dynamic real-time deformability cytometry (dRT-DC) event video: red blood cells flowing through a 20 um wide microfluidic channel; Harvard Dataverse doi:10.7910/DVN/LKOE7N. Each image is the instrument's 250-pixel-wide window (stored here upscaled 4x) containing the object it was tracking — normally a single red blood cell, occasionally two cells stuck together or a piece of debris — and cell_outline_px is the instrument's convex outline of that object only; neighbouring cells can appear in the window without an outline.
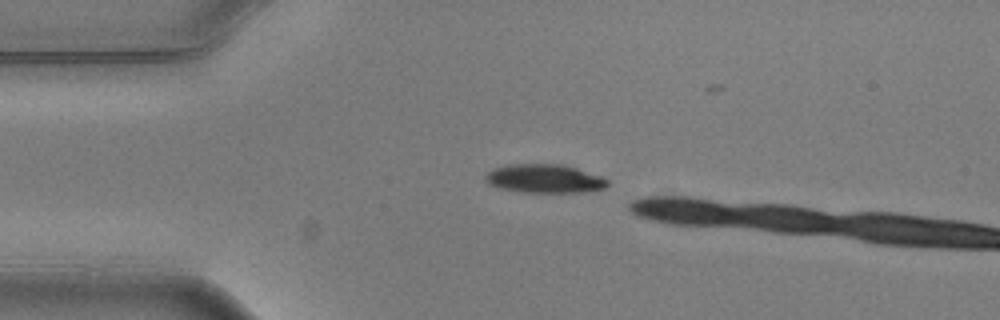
{"species": "common noctule bat (a hibernating species)", "species_latin": "Nyctalus noctula", "temperature_condition": "warm", "stored_images_in_passage": 3, "camera_frame_rate_fps": 3000, "um_per_image_px": 0.085, "animal": {"sex": "male", "body_mass_g": 20.5, "forearm_length_mm": 52.5}, "frame": {"image": 1, "passage_image": 1, "time_ms": 0.0, "image_size_px": [1000, 320], "cell_outline_px": [[608, 184], [604, 188], [584, 192], [520, 192], [500, 188], [488, 184], [484, 180], [484, 176], [492, 168], [512, 164], [560, 164], [576, 168], [604, 176], [608, 180]], "centroid_in_image_um": [46.27, 15.18], "position_along_channel_um": 38.7, "area_um2": 20.52}}